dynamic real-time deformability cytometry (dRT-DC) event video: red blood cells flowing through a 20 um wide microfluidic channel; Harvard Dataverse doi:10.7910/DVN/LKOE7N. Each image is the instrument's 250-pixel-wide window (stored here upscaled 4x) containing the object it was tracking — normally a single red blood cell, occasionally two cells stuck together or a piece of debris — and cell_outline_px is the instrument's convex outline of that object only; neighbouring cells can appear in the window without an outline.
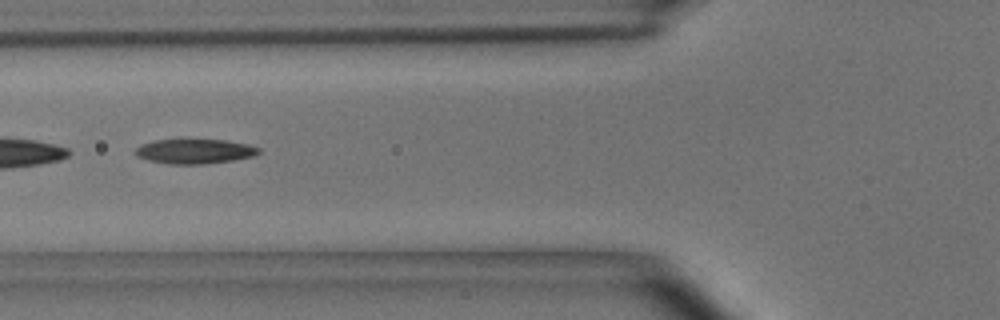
{"species": "common noctule bat (a hibernating species)", "species_latin": "Nyctalus noctula", "temperature_condition": "room temperature", "stored_images_in_passage": 29, "segment_of_instrument_passage": [2, 2], "camera_frame_rate_fps": 3000, "um_per_image_px": 0.085, "animal": {"sex": "male", "body_mass_g": 15.6}, "frame": {"image": 1, "passage_image": 21, "time_ms": 6.667, "image_size_px": [1000, 320], "cell_outline_px": [[260, 152], [252, 156], [232, 160], [204, 164], [168, 164], [148, 160], [136, 156], [136, 148], [140, 144], [152, 140], [180, 136], [228, 140], [248, 144], [260, 148]], "centroid_in_image_um": [16.49, 12.8], "position_along_channel_um": 109.3, "area_um2": 18.79}}